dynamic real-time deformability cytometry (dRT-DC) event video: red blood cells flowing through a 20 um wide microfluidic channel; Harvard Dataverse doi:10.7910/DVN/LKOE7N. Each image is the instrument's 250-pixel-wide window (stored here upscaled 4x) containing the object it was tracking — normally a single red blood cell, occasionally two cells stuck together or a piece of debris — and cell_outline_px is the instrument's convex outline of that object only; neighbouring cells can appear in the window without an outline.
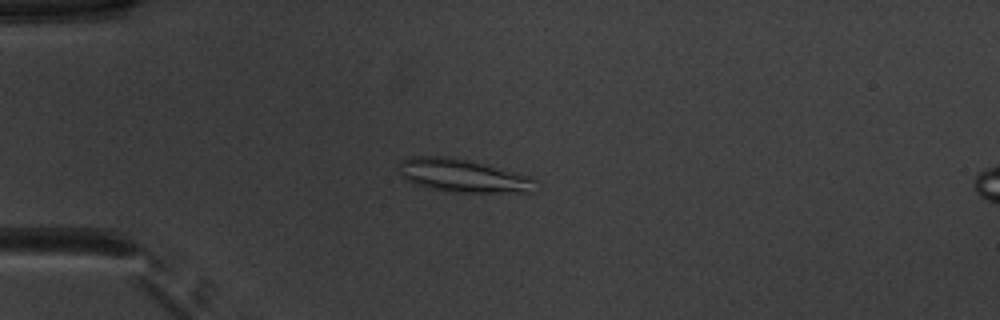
{"species": "common noctule bat (a hibernating species)", "species_latin": "Nyctalus noctula", "temperature_condition": "warm", "stored_images_in_passage": 48, "camera_frame_rate_fps": 3000, "um_per_image_px": 0.085, "animal": {"sex": "male", "body_mass_g": 20.1, "forearm_length_mm": 53.5}, "frame": {"image": 1, "passage_image": 10, "time_ms": 3.0, "image_size_px": [1000, 320], "cell_outline_px": [[536, 192], [452, 192], [428, 188], [416, 184], [400, 176], [400, 160], [412, 156], [444, 156], [468, 160], [532, 176], [536, 180]], "centroid_in_image_um": [39.38, 14.93], "position_along_channel_um": 45.6, "area_um2": 26.41}}
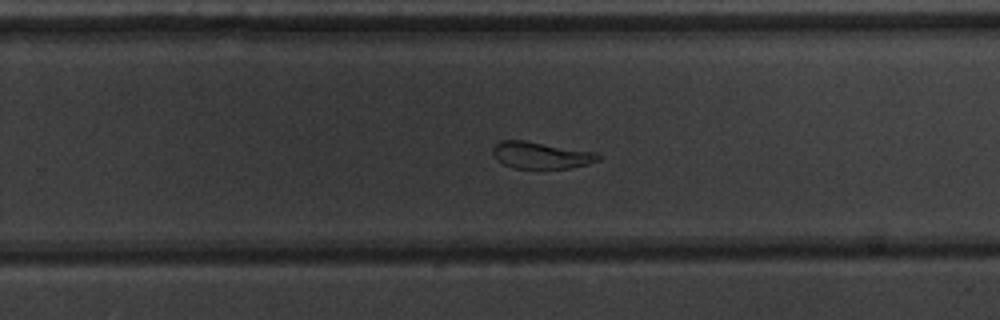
{"frame": {"image": 2, "passage_image": 30, "time_ms": 9.667, "image_size_px": [1000, 320], "cell_outline_px": [[600, 160], [588, 164], [568, 168], [512, 168], [496, 160], [492, 152], [492, 148], [500, 140], [524, 140], [596, 152], [600, 156]], "centroid_in_image_um": [45.96, 13.19], "position_along_channel_um": 283.8, "area_um2": 16.47}}
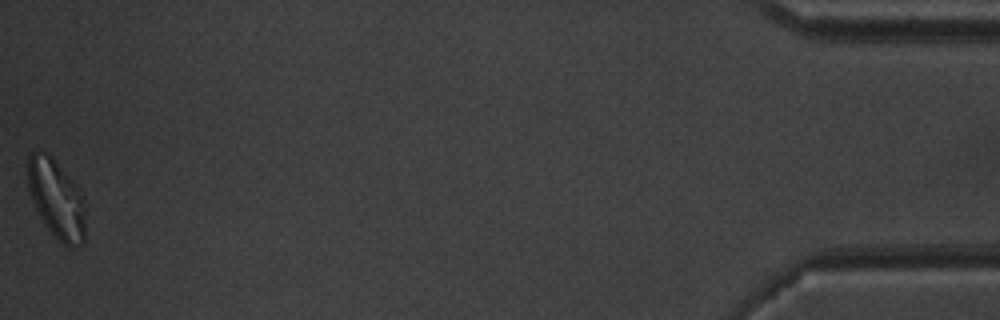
{"frame": {"image": 3, "passage_image": 48, "time_ms": 15.667, "image_size_px": [1000, 320], "cell_outline_px": [[84, 244], [80, 248], [68, 248], [60, 244], [44, 224], [32, 200], [28, 188], [28, 156], [32, 152], [44, 152], [80, 188], [84, 196]], "centroid_in_image_um": [4.83, 17.02], "position_along_channel_um": 430.4, "area_um2": 26.47}, "authors_computed_cell_mechanics": {"area_um2": 21.1259, "velocity_mm_per_s": 3.9302, "shape_relaxation_time_tau1_ms": 7.9413, "shape_relaxation_time_tau2_ms": 2.3705, "deformation_change_tau1": 0.1726, "deformation_change_tau2": 0.0697}}